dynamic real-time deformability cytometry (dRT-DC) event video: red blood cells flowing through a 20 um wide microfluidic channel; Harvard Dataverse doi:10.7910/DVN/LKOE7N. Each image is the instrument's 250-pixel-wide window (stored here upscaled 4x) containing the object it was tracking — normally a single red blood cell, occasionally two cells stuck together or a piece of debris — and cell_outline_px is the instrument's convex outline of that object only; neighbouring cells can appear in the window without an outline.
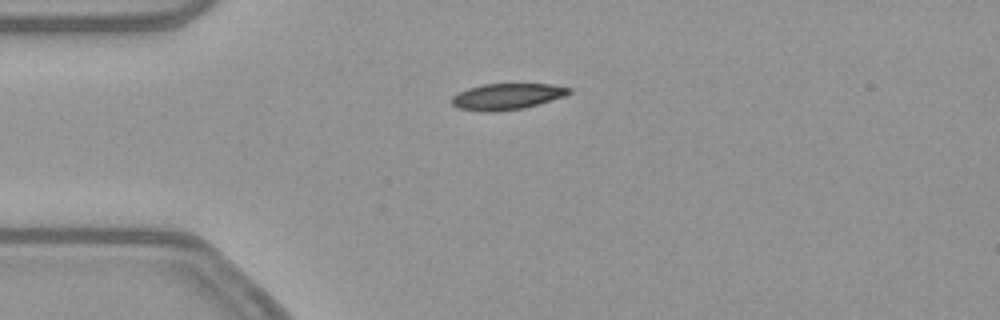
{"species": "common noctule bat (a hibernating species)", "species_latin": "Nyctalus noctula", "temperature_condition": "warm", "stored_images_in_passage": 43, "camera_frame_rate_fps": 3000, "um_per_image_px": 0.085, "animal": {"sex": "female", "body_mass_g": 21.9}, "frame": {"image": 1, "passage_image": 3, "time_ms": 0.667, "image_size_px": [1000, 320], "cell_outline_px": [[572, 92], [564, 96], [524, 108], [492, 112], [484, 112], [456, 108], [452, 104], [452, 96], [468, 88], [484, 84], [552, 84], [572, 88]], "centroid_in_image_um": [43.09, 8.2], "position_along_channel_um": 41.9, "area_um2": 17.86}}
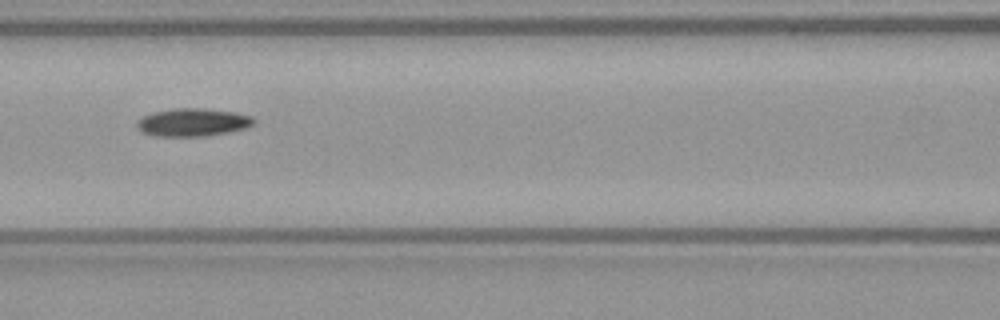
{"frame": {"image": 2, "passage_image": 13, "time_ms": 4.0, "image_size_px": [1000, 320], "cell_outline_px": [[256, 120], [252, 124], [244, 128], [228, 132], [208, 136], [152, 136], [140, 132], [136, 128], [136, 120], [152, 112], [176, 108], [204, 108], [232, 112], [252, 116]], "centroid_in_image_um": [16.32, 10.4], "position_along_channel_um": 150.3, "area_um2": 19.13}}
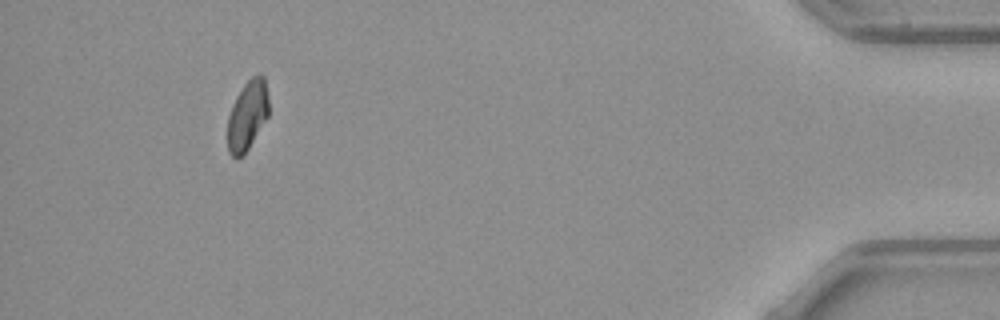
{"frame": {"image": 3, "passage_image": 39, "time_ms": 12.667, "image_size_px": [1000, 320], "cell_outline_px": [[268, 116], [248, 148], [240, 156], [232, 156], [228, 152], [228, 116], [232, 104], [236, 96], [244, 84], [252, 76], [264, 76], [268, 96]], "centroid_in_image_um": [21.02, 9.78], "position_along_channel_um": 414.2, "area_um2": 16.36}, "authors_computed_cell_mechanics": {"area_um2": 18.0336, "velocity_mm_per_s": 3.8819, "shape_relaxation_time_tau1_ms": 4.7035, "shape_relaxation_time_tau2_ms": null, "deformation_change_tau1": 0.1378, "deformation_change_tau2": null}}